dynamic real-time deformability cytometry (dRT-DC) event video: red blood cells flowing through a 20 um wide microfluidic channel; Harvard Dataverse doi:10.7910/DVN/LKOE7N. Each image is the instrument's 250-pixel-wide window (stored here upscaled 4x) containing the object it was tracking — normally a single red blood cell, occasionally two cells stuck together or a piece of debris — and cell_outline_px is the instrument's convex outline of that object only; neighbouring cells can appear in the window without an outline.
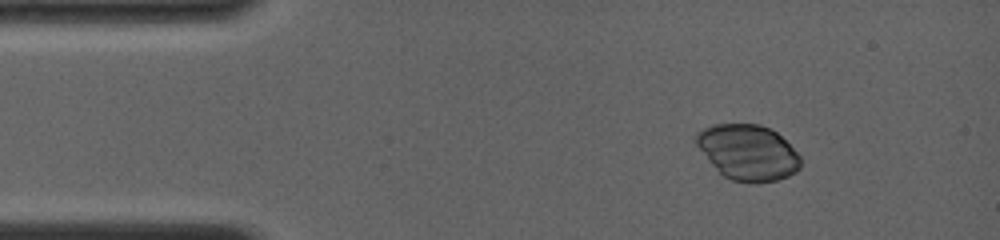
{"species": "common noctule bat (a hibernating species)", "species_latin": "Nyctalus noctula", "temperature_condition": "room temperature", "stored_images_in_passage": 7, "camera_frame_rate_fps": 4000, "um_per_image_px": 0.085, "animal": {"sex": "female", "body_mass_g": 19.0, "forearm_length_mm": 56.7}, "frame": {"image": 1, "passage_image": 5, "time_ms": 2.0, "image_size_px": [1000, 240], "cell_outline_px": [[800, 168], [796, 172], [788, 176], [776, 180], [756, 184], [752, 184], [732, 180], [724, 176], [708, 160], [692, 140], [704, 128], [712, 124], [760, 124], [776, 132], [800, 156]], "centroid_in_image_um": [63.56, 12.96], "position_along_channel_um": 21.4, "area_um2": 33.7}}